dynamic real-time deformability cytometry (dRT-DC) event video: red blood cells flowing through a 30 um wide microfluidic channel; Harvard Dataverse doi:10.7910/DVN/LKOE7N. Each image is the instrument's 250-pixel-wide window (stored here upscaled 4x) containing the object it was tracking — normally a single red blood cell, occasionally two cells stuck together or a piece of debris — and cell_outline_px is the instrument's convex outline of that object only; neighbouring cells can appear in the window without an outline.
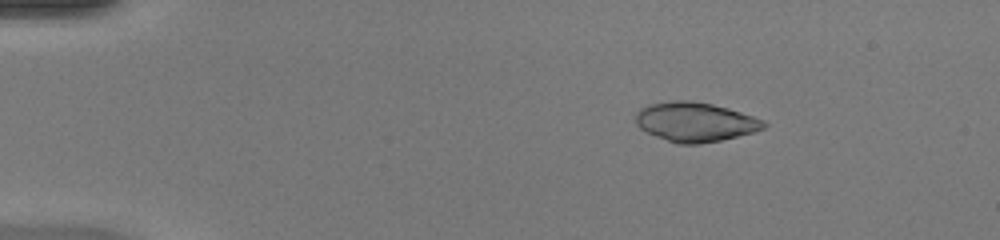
{"species": "common noctule bat (a hibernating species)", "species_latin": "Nyctalus noctula", "temperature_condition": "warm", "stored_images_in_passage": 43, "camera_frame_rate_fps": 3000, "um_per_image_px": 0.085, "animal": {"sex": "female", "body_mass_g": 20.0, "forearm_length_mm": 54.0}, "frame": {"image": 1, "passage_image": 2, "time_ms": 0.333, "image_size_px": [1000, 240], "cell_outline_px": [[768, 124], [764, 128], [752, 132], [720, 140], [700, 144], [676, 144], [656, 136], [640, 128], [636, 124], [636, 112], [640, 108], [648, 104], [672, 100], [688, 100], [712, 104], [728, 108], [764, 120]], "centroid_in_image_um": [59.06, 10.36], "position_along_channel_um": 25.9, "area_um2": 29.3}}